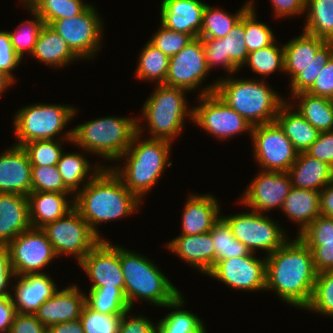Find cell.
<instances>
[{
    "label": "cell",
    "mask_w": 333,
    "mask_h": 333,
    "mask_svg": "<svg viewBox=\"0 0 333 333\" xmlns=\"http://www.w3.org/2000/svg\"><path fill=\"white\" fill-rule=\"evenodd\" d=\"M316 276L312 251L298 236L266 257V290H274L291 306L309 305Z\"/></svg>",
    "instance_id": "obj_1"
},
{
    "label": "cell",
    "mask_w": 333,
    "mask_h": 333,
    "mask_svg": "<svg viewBox=\"0 0 333 333\" xmlns=\"http://www.w3.org/2000/svg\"><path fill=\"white\" fill-rule=\"evenodd\" d=\"M97 166V167H96ZM91 178L82 183L74 195V208L101 239L98 224L106 223L137 211L141 200L134 195L110 167L96 165Z\"/></svg>",
    "instance_id": "obj_2"
},
{
    "label": "cell",
    "mask_w": 333,
    "mask_h": 333,
    "mask_svg": "<svg viewBox=\"0 0 333 333\" xmlns=\"http://www.w3.org/2000/svg\"><path fill=\"white\" fill-rule=\"evenodd\" d=\"M139 123L137 121V133L133 137L132 143L118 159H126L125 165L121 168L112 166L111 169L123 184L142 201L143 196L157 184L165 167L172 165V162L167 161L172 142L156 138L139 140L144 130Z\"/></svg>",
    "instance_id": "obj_3"
},
{
    "label": "cell",
    "mask_w": 333,
    "mask_h": 333,
    "mask_svg": "<svg viewBox=\"0 0 333 333\" xmlns=\"http://www.w3.org/2000/svg\"><path fill=\"white\" fill-rule=\"evenodd\" d=\"M200 91V95L215 92L252 126L274 122L280 107L288 101L271 89L264 79L241 80L231 75Z\"/></svg>",
    "instance_id": "obj_4"
},
{
    "label": "cell",
    "mask_w": 333,
    "mask_h": 333,
    "mask_svg": "<svg viewBox=\"0 0 333 333\" xmlns=\"http://www.w3.org/2000/svg\"><path fill=\"white\" fill-rule=\"evenodd\" d=\"M119 259L124 277V294L131 309L138 299L164 307L182 294L153 261L140 253L119 246Z\"/></svg>",
    "instance_id": "obj_5"
},
{
    "label": "cell",
    "mask_w": 333,
    "mask_h": 333,
    "mask_svg": "<svg viewBox=\"0 0 333 333\" xmlns=\"http://www.w3.org/2000/svg\"><path fill=\"white\" fill-rule=\"evenodd\" d=\"M138 120L115 116L94 119L72 128V142L86 152L115 161L132 143Z\"/></svg>",
    "instance_id": "obj_6"
},
{
    "label": "cell",
    "mask_w": 333,
    "mask_h": 333,
    "mask_svg": "<svg viewBox=\"0 0 333 333\" xmlns=\"http://www.w3.org/2000/svg\"><path fill=\"white\" fill-rule=\"evenodd\" d=\"M284 46V72L291 76V95L306 92L333 56V41L309 35L291 39Z\"/></svg>",
    "instance_id": "obj_7"
},
{
    "label": "cell",
    "mask_w": 333,
    "mask_h": 333,
    "mask_svg": "<svg viewBox=\"0 0 333 333\" xmlns=\"http://www.w3.org/2000/svg\"><path fill=\"white\" fill-rule=\"evenodd\" d=\"M187 90L156 84V89L146 99L142 108L151 138L173 142L182 132L185 118L193 119V108L188 109Z\"/></svg>",
    "instance_id": "obj_8"
},
{
    "label": "cell",
    "mask_w": 333,
    "mask_h": 333,
    "mask_svg": "<svg viewBox=\"0 0 333 333\" xmlns=\"http://www.w3.org/2000/svg\"><path fill=\"white\" fill-rule=\"evenodd\" d=\"M76 109L64 104H32L17 111L13 126L18 141L15 145L23 146L30 141L64 138L72 142L73 129L65 131L60 137L64 127L76 115Z\"/></svg>",
    "instance_id": "obj_9"
},
{
    "label": "cell",
    "mask_w": 333,
    "mask_h": 333,
    "mask_svg": "<svg viewBox=\"0 0 333 333\" xmlns=\"http://www.w3.org/2000/svg\"><path fill=\"white\" fill-rule=\"evenodd\" d=\"M222 218L230 226L233 236L251 253H256L255 251L259 249L266 251L265 257H267L288 241L286 231L279 227L277 221L257 211L252 210Z\"/></svg>",
    "instance_id": "obj_10"
},
{
    "label": "cell",
    "mask_w": 333,
    "mask_h": 333,
    "mask_svg": "<svg viewBox=\"0 0 333 333\" xmlns=\"http://www.w3.org/2000/svg\"><path fill=\"white\" fill-rule=\"evenodd\" d=\"M41 229L58 257L71 255L78 263L101 240L75 208Z\"/></svg>",
    "instance_id": "obj_11"
},
{
    "label": "cell",
    "mask_w": 333,
    "mask_h": 333,
    "mask_svg": "<svg viewBox=\"0 0 333 333\" xmlns=\"http://www.w3.org/2000/svg\"><path fill=\"white\" fill-rule=\"evenodd\" d=\"M251 138L254 159L263 171L287 172L299 154L276 121L253 126Z\"/></svg>",
    "instance_id": "obj_12"
},
{
    "label": "cell",
    "mask_w": 333,
    "mask_h": 333,
    "mask_svg": "<svg viewBox=\"0 0 333 333\" xmlns=\"http://www.w3.org/2000/svg\"><path fill=\"white\" fill-rule=\"evenodd\" d=\"M198 106L193 107L192 121L211 136L226 139L249 132L252 124L229 107L215 92L198 95Z\"/></svg>",
    "instance_id": "obj_13"
},
{
    "label": "cell",
    "mask_w": 333,
    "mask_h": 333,
    "mask_svg": "<svg viewBox=\"0 0 333 333\" xmlns=\"http://www.w3.org/2000/svg\"><path fill=\"white\" fill-rule=\"evenodd\" d=\"M50 26L79 59H91L101 48L103 21L93 5L79 15L55 20Z\"/></svg>",
    "instance_id": "obj_14"
},
{
    "label": "cell",
    "mask_w": 333,
    "mask_h": 333,
    "mask_svg": "<svg viewBox=\"0 0 333 333\" xmlns=\"http://www.w3.org/2000/svg\"><path fill=\"white\" fill-rule=\"evenodd\" d=\"M15 276L39 272L57 257L51 242L41 228H30L7 245Z\"/></svg>",
    "instance_id": "obj_15"
},
{
    "label": "cell",
    "mask_w": 333,
    "mask_h": 333,
    "mask_svg": "<svg viewBox=\"0 0 333 333\" xmlns=\"http://www.w3.org/2000/svg\"><path fill=\"white\" fill-rule=\"evenodd\" d=\"M234 257L217 261L206 274L240 291L266 290V257Z\"/></svg>",
    "instance_id": "obj_16"
},
{
    "label": "cell",
    "mask_w": 333,
    "mask_h": 333,
    "mask_svg": "<svg viewBox=\"0 0 333 333\" xmlns=\"http://www.w3.org/2000/svg\"><path fill=\"white\" fill-rule=\"evenodd\" d=\"M114 245L108 240H100L78 263L93 282L90 289H124L119 246Z\"/></svg>",
    "instance_id": "obj_17"
},
{
    "label": "cell",
    "mask_w": 333,
    "mask_h": 333,
    "mask_svg": "<svg viewBox=\"0 0 333 333\" xmlns=\"http://www.w3.org/2000/svg\"><path fill=\"white\" fill-rule=\"evenodd\" d=\"M209 72L202 39L193 38L181 51L169 58L164 85L192 92L201 85Z\"/></svg>",
    "instance_id": "obj_18"
},
{
    "label": "cell",
    "mask_w": 333,
    "mask_h": 333,
    "mask_svg": "<svg viewBox=\"0 0 333 333\" xmlns=\"http://www.w3.org/2000/svg\"><path fill=\"white\" fill-rule=\"evenodd\" d=\"M261 171L242 194L240 203L258 213L269 212L278 207L281 210L292 188L289 174L280 171Z\"/></svg>",
    "instance_id": "obj_19"
},
{
    "label": "cell",
    "mask_w": 333,
    "mask_h": 333,
    "mask_svg": "<svg viewBox=\"0 0 333 333\" xmlns=\"http://www.w3.org/2000/svg\"><path fill=\"white\" fill-rule=\"evenodd\" d=\"M32 165L22 146L15 145L0 154V193L28 196L32 187Z\"/></svg>",
    "instance_id": "obj_20"
},
{
    "label": "cell",
    "mask_w": 333,
    "mask_h": 333,
    "mask_svg": "<svg viewBox=\"0 0 333 333\" xmlns=\"http://www.w3.org/2000/svg\"><path fill=\"white\" fill-rule=\"evenodd\" d=\"M85 296L76 284L62 290L57 289L40 305L34 315L46 328L79 319L85 305Z\"/></svg>",
    "instance_id": "obj_21"
},
{
    "label": "cell",
    "mask_w": 333,
    "mask_h": 333,
    "mask_svg": "<svg viewBox=\"0 0 333 333\" xmlns=\"http://www.w3.org/2000/svg\"><path fill=\"white\" fill-rule=\"evenodd\" d=\"M206 4L200 0H163L161 24L171 30L198 38Z\"/></svg>",
    "instance_id": "obj_22"
},
{
    "label": "cell",
    "mask_w": 333,
    "mask_h": 333,
    "mask_svg": "<svg viewBox=\"0 0 333 333\" xmlns=\"http://www.w3.org/2000/svg\"><path fill=\"white\" fill-rule=\"evenodd\" d=\"M18 277L11 294L16 312L34 314L37 309L58 289L46 273L25 274Z\"/></svg>",
    "instance_id": "obj_23"
},
{
    "label": "cell",
    "mask_w": 333,
    "mask_h": 333,
    "mask_svg": "<svg viewBox=\"0 0 333 333\" xmlns=\"http://www.w3.org/2000/svg\"><path fill=\"white\" fill-rule=\"evenodd\" d=\"M30 228L28 196L0 193V245H8Z\"/></svg>",
    "instance_id": "obj_24"
},
{
    "label": "cell",
    "mask_w": 333,
    "mask_h": 333,
    "mask_svg": "<svg viewBox=\"0 0 333 333\" xmlns=\"http://www.w3.org/2000/svg\"><path fill=\"white\" fill-rule=\"evenodd\" d=\"M220 208L213 195H190L183 208L181 235L209 232L221 217Z\"/></svg>",
    "instance_id": "obj_25"
},
{
    "label": "cell",
    "mask_w": 333,
    "mask_h": 333,
    "mask_svg": "<svg viewBox=\"0 0 333 333\" xmlns=\"http://www.w3.org/2000/svg\"><path fill=\"white\" fill-rule=\"evenodd\" d=\"M167 248L185 263L204 274H207L214 266V244L210 232L179 235L167 243Z\"/></svg>",
    "instance_id": "obj_26"
},
{
    "label": "cell",
    "mask_w": 333,
    "mask_h": 333,
    "mask_svg": "<svg viewBox=\"0 0 333 333\" xmlns=\"http://www.w3.org/2000/svg\"><path fill=\"white\" fill-rule=\"evenodd\" d=\"M292 187L320 192L333 182V168L306 152H300L287 171Z\"/></svg>",
    "instance_id": "obj_27"
},
{
    "label": "cell",
    "mask_w": 333,
    "mask_h": 333,
    "mask_svg": "<svg viewBox=\"0 0 333 333\" xmlns=\"http://www.w3.org/2000/svg\"><path fill=\"white\" fill-rule=\"evenodd\" d=\"M70 194L74 199L73 193L31 192L28 201L32 227L42 228L71 211L74 208V200L68 202Z\"/></svg>",
    "instance_id": "obj_28"
},
{
    "label": "cell",
    "mask_w": 333,
    "mask_h": 333,
    "mask_svg": "<svg viewBox=\"0 0 333 333\" xmlns=\"http://www.w3.org/2000/svg\"><path fill=\"white\" fill-rule=\"evenodd\" d=\"M32 57L51 67H63L79 59L69 48L65 39L54 28L45 24L39 33Z\"/></svg>",
    "instance_id": "obj_29"
},
{
    "label": "cell",
    "mask_w": 333,
    "mask_h": 333,
    "mask_svg": "<svg viewBox=\"0 0 333 333\" xmlns=\"http://www.w3.org/2000/svg\"><path fill=\"white\" fill-rule=\"evenodd\" d=\"M285 102L279 109L275 121L283 129L285 135L290 139L295 149L305 152L316 140L319 131L314 128L297 110L292 111L289 101Z\"/></svg>",
    "instance_id": "obj_30"
},
{
    "label": "cell",
    "mask_w": 333,
    "mask_h": 333,
    "mask_svg": "<svg viewBox=\"0 0 333 333\" xmlns=\"http://www.w3.org/2000/svg\"><path fill=\"white\" fill-rule=\"evenodd\" d=\"M281 210L288 219L300 224L301 233L320 214L319 192L292 187L285 198Z\"/></svg>",
    "instance_id": "obj_31"
},
{
    "label": "cell",
    "mask_w": 333,
    "mask_h": 333,
    "mask_svg": "<svg viewBox=\"0 0 333 333\" xmlns=\"http://www.w3.org/2000/svg\"><path fill=\"white\" fill-rule=\"evenodd\" d=\"M292 97L293 100H299L296 110L314 128L319 132L333 130V100L307 92H299Z\"/></svg>",
    "instance_id": "obj_32"
},
{
    "label": "cell",
    "mask_w": 333,
    "mask_h": 333,
    "mask_svg": "<svg viewBox=\"0 0 333 333\" xmlns=\"http://www.w3.org/2000/svg\"><path fill=\"white\" fill-rule=\"evenodd\" d=\"M183 297L181 294L173 302L164 306L169 309L176 308L177 310L175 309L168 313L166 317L164 316L163 319L158 321L159 323L157 322L158 333H206L203 321L197 315L188 310H182Z\"/></svg>",
    "instance_id": "obj_33"
},
{
    "label": "cell",
    "mask_w": 333,
    "mask_h": 333,
    "mask_svg": "<svg viewBox=\"0 0 333 333\" xmlns=\"http://www.w3.org/2000/svg\"><path fill=\"white\" fill-rule=\"evenodd\" d=\"M304 32L333 41V0H306Z\"/></svg>",
    "instance_id": "obj_34"
},
{
    "label": "cell",
    "mask_w": 333,
    "mask_h": 333,
    "mask_svg": "<svg viewBox=\"0 0 333 333\" xmlns=\"http://www.w3.org/2000/svg\"><path fill=\"white\" fill-rule=\"evenodd\" d=\"M253 3L252 0H249L233 15L207 4L203 12L199 38L225 37Z\"/></svg>",
    "instance_id": "obj_35"
},
{
    "label": "cell",
    "mask_w": 333,
    "mask_h": 333,
    "mask_svg": "<svg viewBox=\"0 0 333 333\" xmlns=\"http://www.w3.org/2000/svg\"><path fill=\"white\" fill-rule=\"evenodd\" d=\"M140 53L136 76L140 80L164 84L168 72L169 57L149 41Z\"/></svg>",
    "instance_id": "obj_36"
},
{
    "label": "cell",
    "mask_w": 333,
    "mask_h": 333,
    "mask_svg": "<svg viewBox=\"0 0 333 333\" xmlns=\"http://www.w3.org/2000/svg\"><path fill=\"white\" fill-rule=\"evenodd\" d=\"M214 244V264L217 261L247 256L250 251L237 240L228 223L220 217L209 231Z\"/></svg>",
    "instance_id": "obj_37"
},
{
    "label": "cell",
    "mask_w": 333,
    "mask_h": 333,
    "mask_svg": "<svg viewBox=\"0 0 333 333\" xmlns=\"http://www.w3.org/2000/svg\"><path fill=\"white\" fill-rule=\"evenodd\" d=\"M58 170L61 174L63 183L74 195L81 190L80 183L88 178L91 173L92 166L88 159L80 153L63 152L57 162ZM80 188V189H79Z\"/></svg>",
    "instance_id": "obj_38"
},
{
    "label": "cell",
    "mask_w": 333,
    "mask_h": 333,
    "mask_svg": "<svg viewBox=\"0 0 333 333\" xmlns=\"http://www.w3.org/2000/svg\"><path fill=\"white\" fill-rule=\"evenodd\" d=\"M85 304L103 314L124 313L131 309L124 289H90L88 296H85Z\"/></svg>",
    "instance_id": "obj_39"
},
{
    "label": "cell",
    "mask_w": 333,
    "mask_h": 333,
    "mask_svg": "<svg viewBox=\"0 0 333 333\" xmlns=\"http://www.w3.org/2000/svg\"><path fill=\"white\" fill-rule=\"evenodd\" d=\"M90 5L82 0H39L32 9L50 25L55 20L79 15Z\"/></svg>",
    "instance_id": "obj_40"
},
{
    "label": "cell",
    "mask_w": 333,
    "mask_h": 333,
    "mask_svg": "<svg viewBox=\"0 0 333 333\" xmlns=\"http://www.w3.org/2000/svg\"><path fill=\"white\" fill-rule=\"evenodd\" d=\"M276 43L275 41L269 46L250 52L244 65L248 64L253 72L264 77L276 70L284 72V46L281 45L280 48Z\"/></svg>",
    "instance_id": "obj_41"
},
{
    "label": "cell",
    "mask_w": 333,
    "mask_h": 333,
    "mask_svg": "<svg viewBox=\"0 0 333 333\" xmlns=\"http://www.w3.org/2000/svg\"><path fill=\"white\" fill-rule=\"evenodd\" d=\"M29 10L35 20H26L14 32H8L12 47L22 60L25 52L29 54L33 53L39 33L45 25L40 16L32 8H29Z\"/></svg>",
    "instance_id": "obj_42"
},
{
    "label": "cell",
    "mask_w": 333,
    "mask_h": 333,
    "mask_svg": "<svg viewBox=\"0 0 333 333\" xmlns=\"http://www.w3.org/2000/svg\"><path fill=\"white\" fill-rule=\"evenodd\" d=\"M254 4L245 12V34L244 40L248 52L259 50L273 44L276 39L273 31L266 23L256 20Z\"/></svg>",
    "instance_id": "obj_43"
},
{
    "label": "cell",
    "mask_w": 333,
    "mask_h": 333,
    "mask_svg": "<svg viewBox=\"0 0 333 333\" xmlns=\"http://www.w3.org/2000/svg\"><path fill=\"white\" fill-rule=\"evenodd\" d=\"M305 309L333 317V270L317 273L312 299Z\"/></svg>",
    "instance_id": "obj_44"
},
{
    "label": "cell",
    "mask_w": 333,
    "mask_h": 333,
    "mask_svg": "<svg viewBox=\"0 0 333 333\" xmlns=\"http://www.w3.org/2000/svg\"><path fill=\"white\" fill-rule=\"evenodd\" d=\"M56 139L30 141L22 147L25 149L32 166L57 165L63 151L62 142ZM58 141V142H57Z\"/></svg>",
    "instance_id": "obj_45"
},
{
    "label": "cell",
    "mask_w": 333,
    "mask_h": 333,
    "mask_svg": "<svg viewBox=\"0 0 333 333\" xmlns=\"http://www.w3.org/2000/svg\"><path fill=\"white\" fill-rule=\"evenodd\" d=\"M122 314H103L85 304L79 319L84 333H118Z\"/></svg>",
    "instance_id": "obj_46"
},
{
    "label": "cell",
    "mask_w": 333,
    "mask_h": 333,
    "mask_svg": "<svg viewBox=\"0 0 333 333\" xmlns=\"http://www.w3.org/2000/svg\"><path fill=\"white\" fill-rule=\"evenodd\" d=\"M245 13L224 38L225 56L231 59V65L239 71L249 54L245 40Z\"/></svg>",
    "instance_id": "obj_47"
},
{
    "label": "cell",
    "mask_w": 333,
    "mask_h": 333,
    "mask_svg": "<svg viewBox=\"0 0 333 333\" xmlns=\"http://www.w3.org/2000/svg\"><path fill=\"white\" fill-rule=\"evenodd\" d=\"M31 192L72 193L63 183L57 165L32 166Z\"/></svg>",
    "instance_id": "obj_48"
},
{
    "label": "cell",
    "mask_w": 333,
    "mask_h": 333,
    "mask_svg": "<svg viewBox=\"0 0 333 333\" xmlns=\"http://www.w3.org/2000/svg\"><path fill=\"white\" fill-rule=\"evenodd\" d=\"M160 27L149 42L169 58L181 51L193 39L189 34L168 29L162 24Z\"/></svg>",
    "instance_id": "obj_49"
},
{
    "label": "cell",
    "mask_w": 333,
    "mask_h": 333,
    "mask_svg": "<svg viewBox=\"0 0 333 333\" xmlns=\"http://www.w3.org/2000/svg\"><path fill=\"white\" fill-rule=\"evenodd\" d=\"M297 236L306 246H322V242H333V218L319 215Z\"/></svg>",
    "instance_id": "obj_50"
},
{
    "label": "cell",
    "mask_w": 333,
    "mask_h": 333,
    "mask_svg": "<svg viewBox=\"0 0 333 333\" xmlns=\"http://www.w3.org/2000/svg\"><path fill=\"white\" fill-rule=\"evenodd\" d=\"M205 52V59L208 70L216 65H221L224 70H227L232 75L237 70L231 65L229 56H225L224 38H201ZM215 65V66H214ZM236 71V72H235Z\"/></svg>",
    "instance_id": "obj_51"
},
{
    "label": "cell",
    "mask_w": 333,
    "mask_h": 333,
    "mask_svg": "<svg viewBox=\"0 0 333 333\" xmlns=\"http://www.w3.org/2000/svg\"><path fill=\"white\" fill-rule=\"evenodd\" d=\"M22 61L15 53L8 31H0V71L7 74L14 82V70Z\"/></svg>",
    "instance_id": "obj_52"
},
{
    "label": "cell",
    "mask_w": 333,
    "mask_h": 333,
    "mask_svg": "<svg viewBox=\"0 0 333 333\" xmlns=\"http://www.w3.org/2000/svg\"><path fill=\"white\" fill-rule=\"evenodd\" d=\"M306 92L333 100V56L323 65L316 81Z\"/></svg>",
    "instance_id": "obj_53"
},
{
    "label": "cell",
    "mask_w": 333,
    "mask_h": 333,
    "mask_svg": "<svg viewBox=\"0 0 333 333\" xmlns=\"http://www.w3.org/2000/svg\"><path fill=\"white\" fill-rule=\"evenodd\" d=\"M305 152L333 168V130L320 132L317 140Z\"/></svg>",
    "instance_id": "obj_54"
},
{
    "label": "cell",
    "mask_w": 333,
    "mask_h": 333,
    "mask_svg": "<svg viewBox=\"0 0 333 333\" xmlns=\"http://www.w3.org/2000/svg\"><path fill=\"white\" fill-rule=\"evenodd\" d=\"M9 333H46V327L34 314L16 312Z\"/></svg>",
    "instance_id": "obj_55"
},
{
    "label": "cell",
    "mask_w": 333,
    "mask_h": 333,
    "mask_svg": "<svg viewBox=\"0 0 333 333\" xmlns=\"http://www.w3.org/2000/svg\"><path fill=\"white\" fill-rule=\"evenodd\" d=\"M129 309L125 311L119 322L118 333H149L154 327V323L145 316H129Z\"/></svg>",
    "instance_id": "obj_56"
},
{
    "label": "cell",
    "mask_w": 333,
    "mask_h": 333,
    "mask_svg": "<svg viewBox=\"0 0 333 333\" xmlns=\"http://www.w3.org/2000/svg\"><path fill=\"white\" fill-rule=\"evenodd\" d=\"M312 251L317 273L333 270V242H322V246H307Z\"/></svg>",
    "instance_id": "obj_57"
},
{
    "label": "cell",
    "mask_w": 333,
    "mask_h": 333,
    "mask_svg": "<svg viewBox=\"0 0 333 333\" xmlns=\"http://www.w3.org/2000/svg\"><path fill=\"white\" fill-rule=\"evenodd\" d=\"M12 276L15 277L9 249L7 245H0V296H11L12 293L8 291L7 286L12 284Z\"/></svg>",
    "instance_id": "obj_58"
},
{
    "label": "cell",
    "mask_w": 333,
    "mask_h": 333,
    "mask_svg": "<svg viewBox=\"0 0 333 333\" xmlns=\"http://www.w3.org/2000/svg\"><path fill=\"white\" fill-rule=\"evenodd\" d=\"M274 9V16L288 17L302 15L306 8V0H270Z\"/></svg>",
    "instance_id": "obj_59"
},
{
    "label": "cell",
    "mask_w": 333,
    "mask_h": 333,
    "mask_svg": "<svg viewBox=\"0 0 333 333\" xmlns=\"http://www.w3.org/2000/svg\"><path fill=\"white\" fill-rule=\"evenodd\" d=\"M15 314L11 296H0V333H9Z\"/></svg>",
    "instance_id": "obj_60"
},
{
    "label": "cell",
    "mask_w": 333,
    "mask_h": 333,
    "mask_svg": "<svg viewBox=\"0 0 333 333\" xmlns=\"http://www.w3.org/2000/svg\"><path fill=\"white\" fill-rule=\"evenodd\" d=\"M320 214L333 218V182L327 184L319 192Z\"/></svg>",
    "instance_id": "obj_61"
},
{
    "label": "cell",
    "mask_w": 333,
    "mask_h": 333,
    "mask_svg": "<svg viewBox=\"0 0 333 333\" xmlns=\"http://www.w3.org/2000/svg\"><path fill=\"white\" fill-rule=\"evenodd\" d=\"M46 333H84V330L80 319H76L49 326Z\"/></svg>",
    "instance_id": "obj_62"
},
{
    "label": "cell",
    "mask_w": 333,
    "mask_h": 333,
    "mask_svg": "<svg viewBox=\"0 0 333 333\" xmlns=\"http://www.w3.org/2000/svg\"><path fill=\"white\" fill-rule=\"evenodd\" d=\"M13 83H15L7 74L0 71V95L3 94Z\"/></svg>",
    "instance_id": "obj_63"
},
{
    "label": "cell",
    "mask_w": 333,
    "mask_h": 333,
    "mask_svg": "<svg viewBox=\"0 0 333 333\" xmlns=\"http://www.w3.org/2000/svg\"><path fill=\"white\" fill-rule=\"evenodd\" d=\"M24 2L23 5H26V7H28L27 9L29 8H32L39 0H21Z\"/></svg>",
    "instance_id": "obj_64"
},
{
    "label": "cell",
    "mask_w": 333,
    "mask_h": 333,
    "mask_svg": "<svg viewBox=\"0 0 333 333\" xmlns=\"http://www.w3.org/2000/svg\"><path fill=\"white\" fill-rule=\"evenodd\" d=\"M149 333H158L156 326Z\"/></svg>",
    "instance_id": "obj_65"
}]
</instances>
